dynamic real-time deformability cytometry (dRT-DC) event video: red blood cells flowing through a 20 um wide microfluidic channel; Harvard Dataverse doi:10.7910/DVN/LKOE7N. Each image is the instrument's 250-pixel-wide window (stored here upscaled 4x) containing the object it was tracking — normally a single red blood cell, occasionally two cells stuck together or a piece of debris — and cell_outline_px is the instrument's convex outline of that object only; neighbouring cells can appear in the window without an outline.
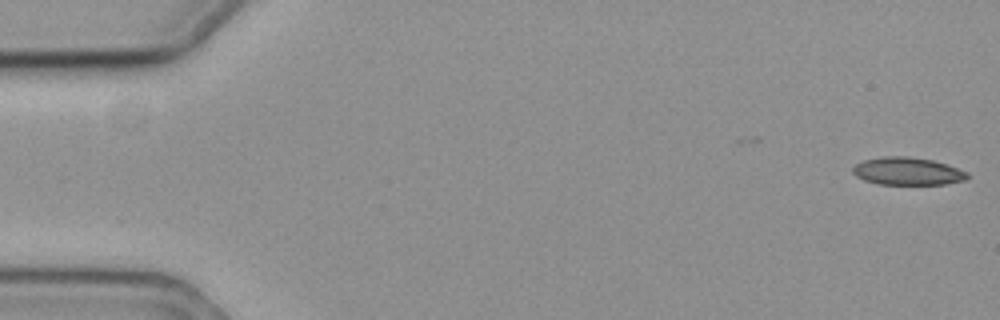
{"species": "common noctule bat (a hibernating species)", "species_latin": "Nyctalus noctula", "temperature_condition": "cold", "stored_images_in_passage": 14, "camera_frame_rate_fps": 3000, "um_per_image_px": 0.085, "animal": {"sex": "female", "body_mass_g": 19.3, "forearm_length_mm": 54.1}, "frame": {"image": 1, "passage_image": 1, "time_ms": 0.0, "image_size_px": [1000, 320], "cell_outline_px": [[968, 176], [964, 180], [944, 184], [876, 184], [864, 180], [856, 176], [852, 172], [852, 168], [856, 164], [864, 160], [884, 156], [908, 156], [932, 160], [968, 172]], "centroid_in_image_um": [77.09, 14.55], "position_along_channel_um": 7.9, "area_um2": 18.32}}